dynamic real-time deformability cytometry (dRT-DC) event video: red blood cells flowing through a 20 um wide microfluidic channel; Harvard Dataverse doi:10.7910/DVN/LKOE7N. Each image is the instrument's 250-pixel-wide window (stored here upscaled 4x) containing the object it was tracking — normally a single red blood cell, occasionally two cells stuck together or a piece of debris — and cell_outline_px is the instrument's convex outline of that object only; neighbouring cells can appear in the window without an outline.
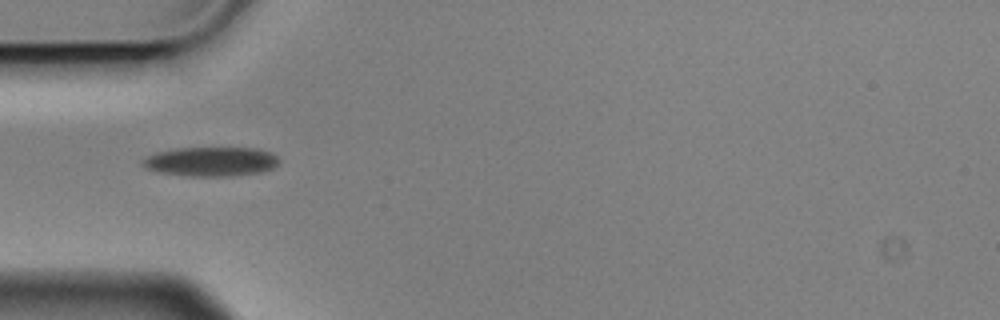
{"species": "Egyptian fruit bat (a non-hibernating species)", "species_latin": "Rousettus aegyptiacus", "temperature_condition": "cold", "stored_images_in_passage": 3, "camera_frame_rate_fps": 3000, "um_per_image_px": 0.085, "animal": {"sex": "male"}, "frame": {"image": 1, "passage_image": 1, "time_ms": 0.0, "image_size_px": [1000, 320], "cell_outline_px": [[280, 160], [272, 168], [260, 172], [224, 176], [192, 176], [160, 172], [144, 168], [140, 164], [140, 160], [156, 152], [176, 148], [256, 148], [272, 152]], "centroid_in_image_um": [17.89, 13.72], "position_along_channel_um": 67.1, "area_um2": 23.24}}
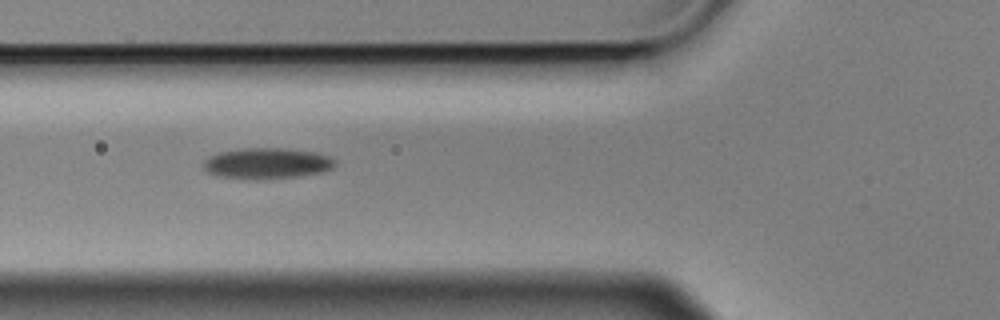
{"frame": {"image": 2, "passage_image": 2, "time_ms": 0.333, "image_size_px": [1000, 320], "cell_outline_px": [[336, 164], [332, 168], [324, 172], [300, 176], [252, 180], [248, 180], [216, 176], [208, 172], [204, 168], [204, 160], [220, 152], [244, 148], [280, 148], [312, 152], [332, 156], [336, 160]], "centroid_in_image_um": [22.72, 13.9], "position_along_channel_um": 103.1, "area_um2": 23.81}}
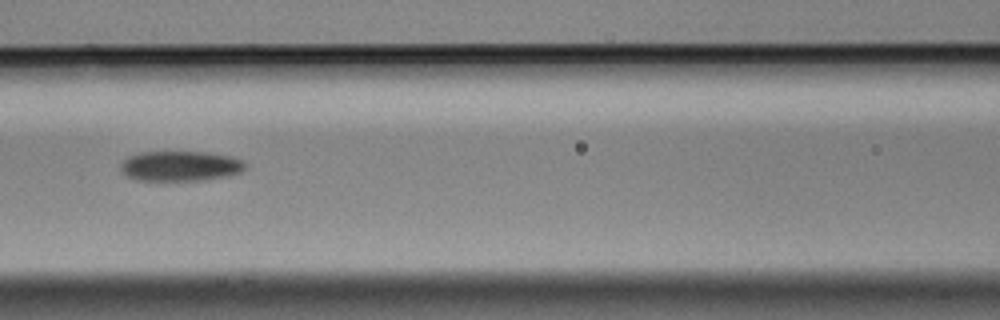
{"frame": {"image": 3, "passage_image": 3, "time_ms": 0.667, "image_size_px": [1000, 320], "cell_outline_px": [[248, 164], [240, 172], [228, 176], [200, 180], [136, 180], [120, 172], [120, 164], [128, 156], [144, 152], [208, 152], [228, 156], [244, 160]], "centroid_in_image_um": [15.33, 14.11], "position_along_channel_um": 151.3, "area_um2": 21.85}}